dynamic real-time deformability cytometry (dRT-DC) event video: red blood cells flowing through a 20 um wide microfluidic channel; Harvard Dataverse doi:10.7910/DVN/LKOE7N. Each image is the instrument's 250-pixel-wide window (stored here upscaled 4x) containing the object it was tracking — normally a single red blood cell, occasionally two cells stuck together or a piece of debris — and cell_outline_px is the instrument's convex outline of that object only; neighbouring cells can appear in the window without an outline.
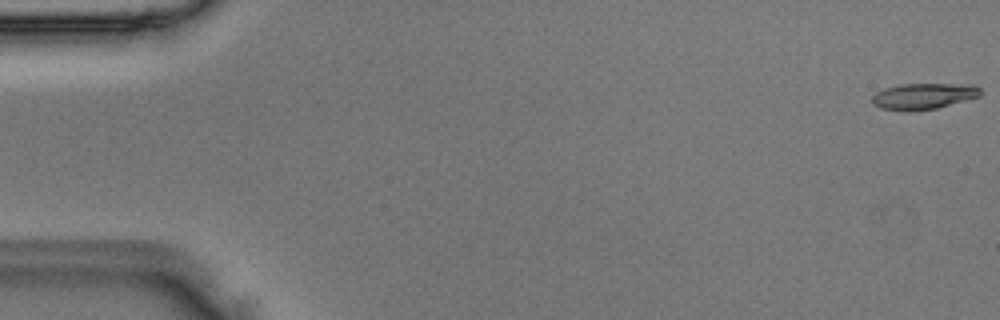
{"species": "Egyptian fruit bat (a non-hibernating species)", "species_latin": "Rousettus aegyptiacus", "temperature_condition": "room temperature", "stored_images_in_passage": 4, "camera_frame_rate_fps": 3000, "um_per_image_px": 0.085, "animal": {"sex": "male"}, "frame": {"image": 1, "passage_image": 1, "time_ms": 0.0, "image_size_px": [1000, 320], "cell_outline_px": [[980, 96], [936, 108], [912, 112], [880, 108], [872, 104], [872, 96], [876, 92], [884, 88], [900, 84], [972, 84], [980, 88]], "centroid_in_image_um": [78.46, 8.18], "position_along_channel_um": 6.5, "area_um2": 16.53}}
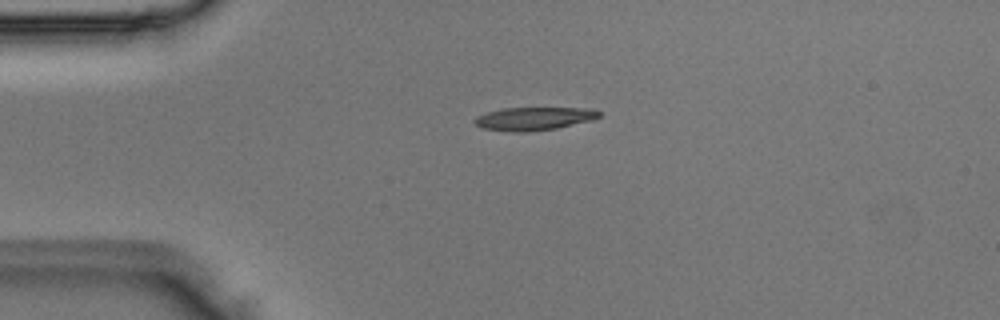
{"frame": {"image": 2, "passage_image": 3, "time_ms": 0.667, "image_size_px": [1000, 320], "cell_outline_px": [[600, 116], [592, 120], [556, 128], [528, 132], [512, 132], [484, 128], [476, 124], [472, 120], [476, 116], [488, 112], [504, 108], [596, 108], [600, 112]], "centroid_in_image_um": [45.4, 10.08], "position_along_channel_um": 39.6, "area_um2": 16.76}}